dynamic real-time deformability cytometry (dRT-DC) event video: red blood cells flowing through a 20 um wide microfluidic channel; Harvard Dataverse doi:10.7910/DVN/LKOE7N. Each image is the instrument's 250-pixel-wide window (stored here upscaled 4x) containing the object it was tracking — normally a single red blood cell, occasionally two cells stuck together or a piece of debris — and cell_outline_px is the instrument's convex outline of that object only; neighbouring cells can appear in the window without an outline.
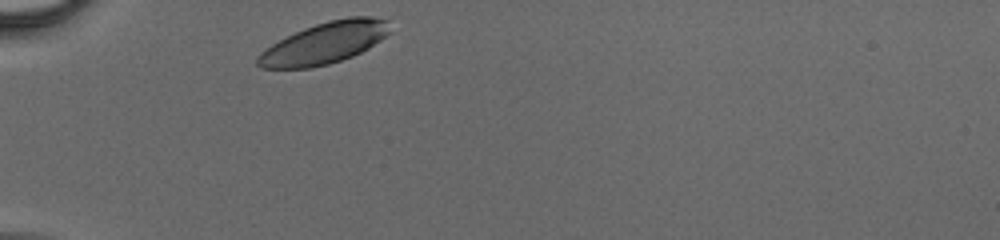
{"species": "human", "species_latin": "Homo sapiens", "temperature_condition": "cold", "stored_images_in_passage": 26, "camera_frame_rate_fps": 3000, "um_per_image_px": 0.085, "donor": {"sex": "male"}, "frame": {"image": 1, "passage_image": 1, "time_ms": 0.0, "image_size_px": [1000, 240], "cell_outline_px": [[388, 32], [380, 40], [368, 48], [352, 56], [328, 64], [312, 68], [260, 68], [256, 64], [256, 56], [260, 52], [272, 44], [304, 28], [328, 20], [348, 16], [368, 16], [388, 20]], "centroid_in_image_um": [27.54, 3.66], "position_along_channel_um": 57.5, "area_um2": 31.67}}
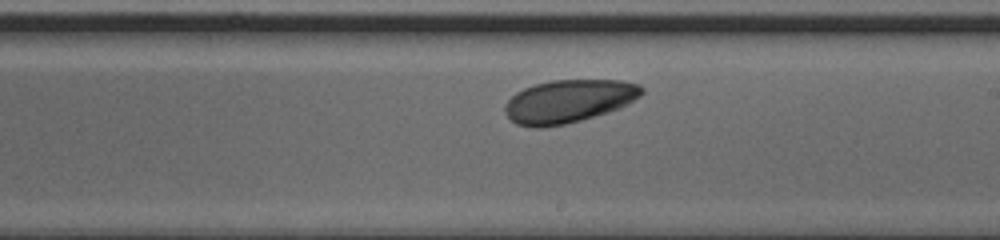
{"frame": {"image": 2, "passage_image": 15, "time_ms": 4.667, "image_size_px": [1000, 240], "cell_outline_px": [[644, 92], [640, 96], [620, 108], [580, 120], [564, 124], [544, 128], [532, 128], [516, 124], [504, 112], [504, 108], [508, 100], [516, 92], [524, 88], [536, 84], [552, 80], [620, 80], [640, 84], [644, 88]], "centroid_in_image_um": [48.33, 8.6], "position_along_channel_um": 240.7, "area_um2": 34.28}}
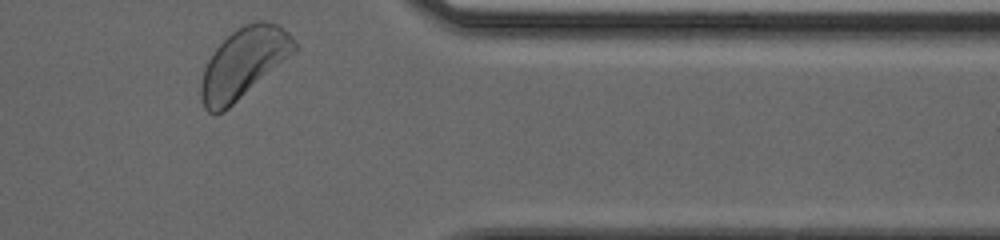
{"frame": {"image": 3, "passage_image": 26, "time_ms": 8.333, "image_size_px": [1000, 240], "cell_outline_px": [[296, 48], [292, 52], [224, 112], [208, 112], [204, 108], [200, 96], [200, 80], [204, 68], [208, 60], [216, 48], [232, 32], [244, 24], [256, 20], [268, 20], [276, 24], [288, 32], [292, 36], [296, 44]], "centroid_in_image_um": [20.65, 5.34], "position_along_channel_um": 390.8, "area_um2": 37.17}}